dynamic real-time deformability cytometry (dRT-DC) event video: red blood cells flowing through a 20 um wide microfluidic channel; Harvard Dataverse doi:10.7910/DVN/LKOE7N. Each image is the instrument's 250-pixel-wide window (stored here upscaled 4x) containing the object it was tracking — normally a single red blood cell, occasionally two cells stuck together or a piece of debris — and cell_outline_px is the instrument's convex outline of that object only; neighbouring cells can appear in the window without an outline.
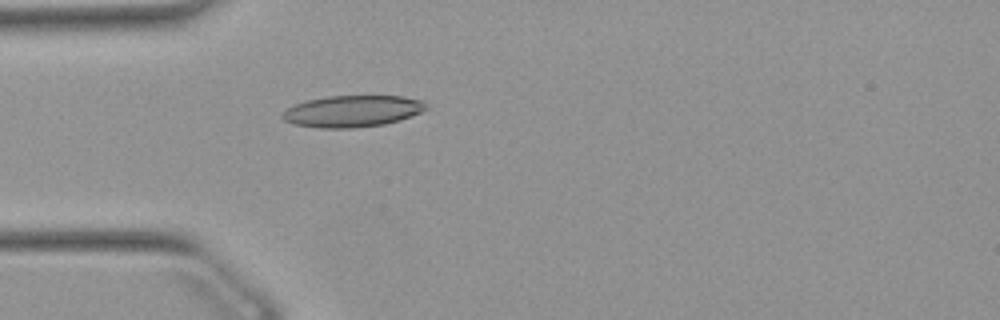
{"species": "Egyptian fruit bat (a non-hibernating species)", "species_latin": "Rousettus aegyptiacus", "temperature_condition": "warm", "stored_images_in_passage": 52, "camera_frame_rate_fps": 3000, "um_per_image_px": 0.085, "animal": {"sex": "female"}, "frame": {"image": 1, "passage_image": 15, "time_ms": 4.667, "image_size_px": [1000, 320], "cell_outline_px": [[428, 108], [420, 112], [400, 120], [384, 124], [352, 128], [316, 128], [292, 124], [284, 120], [280, 116], [288, 108], [304, 100], [328, 96], [404, 96], [424, 100]], "centroid_in_image_um": [29.94, 9.45], "position_along_channel_um": 55.1, "area_um2": 26.59}}
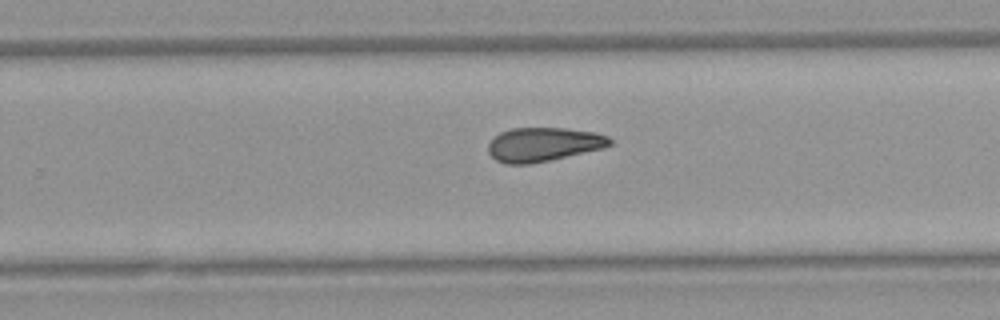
{"frame": {"image": 2, "passage_image": 33, "time_ms": 10.667, "image_size_px": [1000, 320], "cell_outline_px": [[612, 144], [604, 148], [532, 164], [508, 164], [496, 160], [488, 152], [488, 144], [500, 132], [512, 128], [564, 128], [596, 132], [608, 136], [612, 140]], "centroid_in_image_um": [46.21, 12.27], "position_along_channel_um": 283.6, "area_um2": 24.1}}
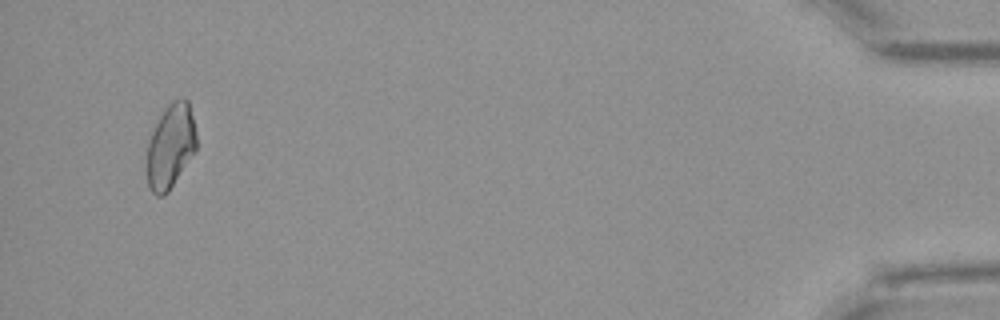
{"frame": {"image": 3, "passage_image": 50, "time_ms": 16.333, "image_size_px": [1000, 320], "cell_outline_px": [[196, 152], [168, 192], [164, 196], [156, 196], [152, 192], [148, 184], [148, 144], [152, 132], [160, 116], [168, 104], [172, 100], [180, 96], [184, 96], [188, 100], [196, 132]], "centroid_in_image_um": [14.53, 12.41], "position_along_channel_um": 420.7, "area_um2": 24.33}, "authors_computed_cell_mechanics": {"area_um2": 24.6228, "velocity_mm_per_s": 3.894, "shape_relaxation_time_tau1_ms": 9.427, "shape_relaxation_time_tau2_ms": 5.4304, "deformation_change_tau1": 0.1973, "deformation_change_tau2": 0.1368}}